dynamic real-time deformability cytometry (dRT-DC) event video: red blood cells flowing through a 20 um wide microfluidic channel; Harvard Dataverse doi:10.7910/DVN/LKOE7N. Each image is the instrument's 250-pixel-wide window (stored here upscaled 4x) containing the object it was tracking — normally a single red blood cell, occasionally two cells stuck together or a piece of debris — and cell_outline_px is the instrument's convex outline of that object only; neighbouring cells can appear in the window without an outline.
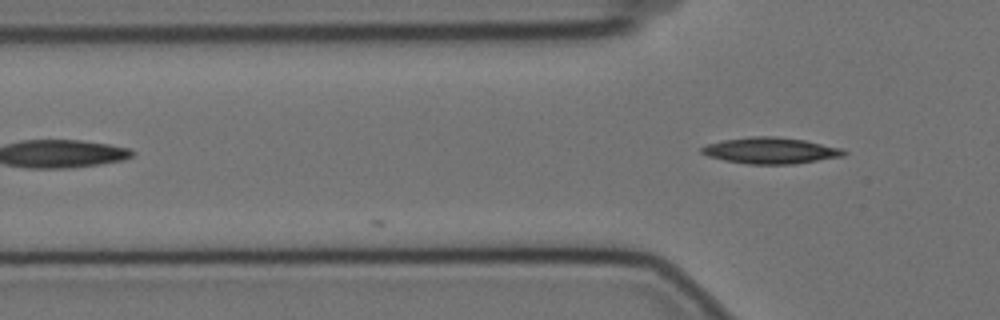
{"species": "Egyptian fruit bat (a non-hibernating species)", "species_latin": "Rousettus aegyptiacus", "temperature_condition": "cold", "stored_images_in_passage": 14, "camera_frame_rate_fps": 3000, "um_per_image_px": 0.085, "animal": {"sex": "female"}, "frame": {"image": 1, "passage_image": 14, "time_ms": 4.333, "image_size_px": [1000, 320], "cell_outline_px": [[848, 152], [844, 156], [792, 164], [748, 164], [724, 160], [708, 156], [700, 152], [700, 148], [708, 144], [724, 140], [752, 136], [776, 136], [804, 140], [840, 148]], "centroid_in_image_um": [65.49, 12.8], "position_along_channel_um": 60.3, "area_um2": 21.56}}